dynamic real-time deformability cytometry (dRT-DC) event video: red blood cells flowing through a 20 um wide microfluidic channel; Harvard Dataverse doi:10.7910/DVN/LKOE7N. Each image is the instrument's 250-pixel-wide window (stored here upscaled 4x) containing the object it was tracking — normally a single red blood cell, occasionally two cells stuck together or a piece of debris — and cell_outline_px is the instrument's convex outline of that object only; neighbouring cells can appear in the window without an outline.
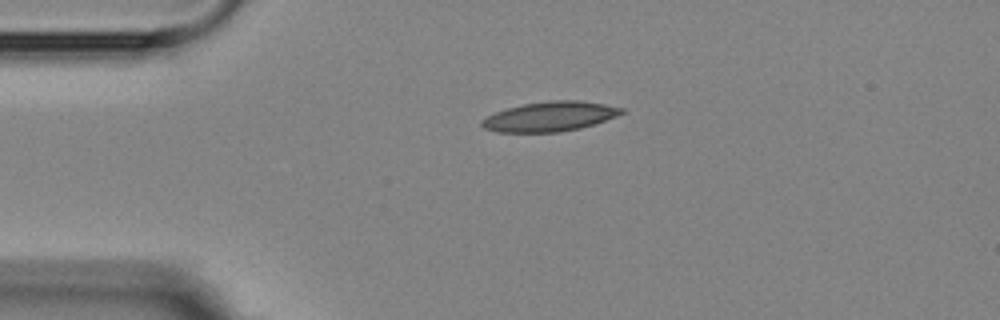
{"species": "Egyptian fruit bat (a non-hibernating species)", "species_latin": "Rousettus aegyptiacus", "temperature_condition": "room temperature", "stored_images_in_passage": 2, "camera_frame_rate_fps": 3000, "um_per_image_px": 0.085, "animal": {"sex": "female"}, "frame": {"image": 1, "passage_image": 1, "time_ms": 0.0, "image_size_px": [1000, 320], "cell_outline_px": [[624, 112], [616, 116], [580, 128], [560, 132], [496, 132], [484, 128], [480, 124], [480, 120], [496, 112], [508, 108], [524, 104], [548, 100], [580, 100], [604, 104], [624, 108]], "centroid_in_image_um": [46.72, 9.9], "position_along_channel_um": 38.3, "area_um2": 24.04}}